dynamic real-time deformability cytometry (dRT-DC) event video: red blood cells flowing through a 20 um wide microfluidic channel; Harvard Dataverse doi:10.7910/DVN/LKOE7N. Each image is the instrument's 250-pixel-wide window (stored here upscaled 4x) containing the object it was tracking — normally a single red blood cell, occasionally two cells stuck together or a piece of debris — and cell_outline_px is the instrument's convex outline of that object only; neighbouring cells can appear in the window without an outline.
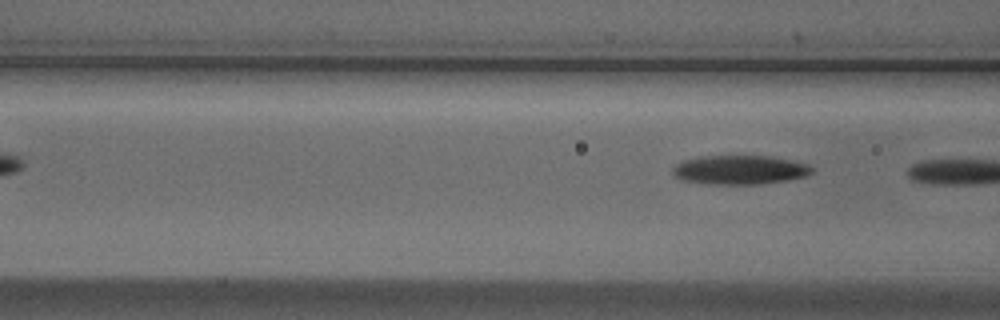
{"species": "Egyptian fruit bat (a non-hibernating species)", "species_latin": "Rousettus aegyptiacus", "temperature_condition": "cold", "stored_images_in_passage": 6, "camera_frame_rate_fps": 3000, "um_per_image_px": 0.085, "animal": {"sex": "male"}, "frame": {"image": 1, "passage_image": 6, "time_ms": 1.667, "image_size_px": [1000, 320], "cell_outline_px": [[816, 172], [804, 176], [788, 180], [760, 184], [712, 184], [680, 180], [672, 176], [672, 168], [676, 164], [684, 160], [700, 156], [772, 156], [792, 160], [808, 164]], "centroid_in_image_um": [62.87, 14.44], "position_along_channel_um": 103.7, "area_um2": 23.81}}